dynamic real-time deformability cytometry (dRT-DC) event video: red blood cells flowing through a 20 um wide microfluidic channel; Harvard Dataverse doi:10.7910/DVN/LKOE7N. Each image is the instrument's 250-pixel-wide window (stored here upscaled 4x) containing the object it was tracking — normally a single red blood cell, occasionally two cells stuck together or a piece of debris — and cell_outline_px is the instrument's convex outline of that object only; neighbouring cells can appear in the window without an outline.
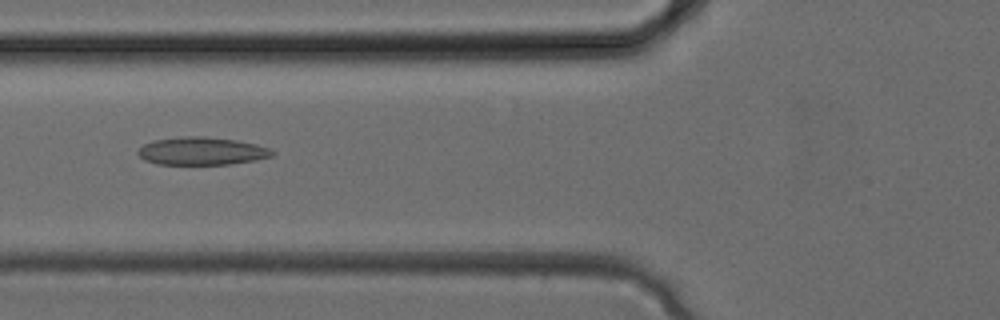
{"species": "common noctule bat (a hibernating species)", "species_latin": "Nyctalus noctula", "temperature_condition": "cold", "stored_images_in_passage": 23, "camera_frame_rate_fps": 3000, "um_per_image_px": 0.085, "animal": {"sex": "female", "body_mass_g": 24.6, "forearm_length_mm": 56.2}, "frame": {"image": 1, "passage_image": 4, "time_ms": 1.0, "image_size_px": [1000, 320], "cell_outline_px": [[276, 152], [272, 156], [256, 160], [228, 164], [156, 164], [144, 160], [136, 152], [144, 144], [152, 140], [184, 136], [204, 136], [236, 140], [256, 144], [268, 148]], "centroid_in_image_um": [17.13, 12.83], "position_along_channel_um": 108.7, "area_um2": 21.79}}
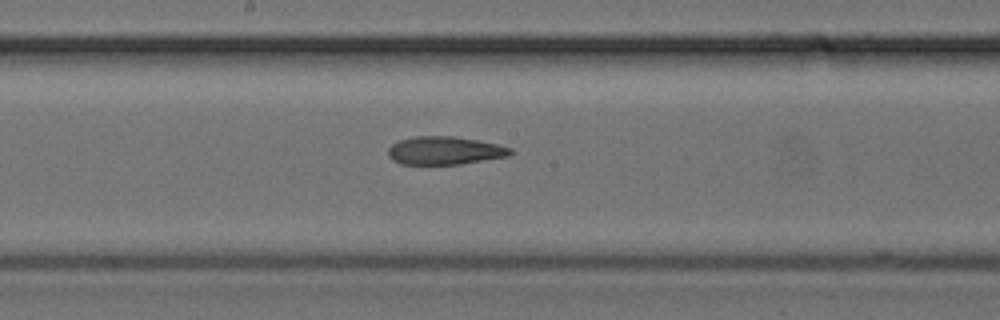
{"frame": {"image": 2, "passage_image": 9, "time_ms": 2.667, "image_size_px": [1000, 320], "cell_outline_px": [[516, 152], [512, 156], [460, 164], [400, 164], [392, 160], [388, 156], [388, 148], [392, 144], [400, 140], [412, 136], [452, 136], [476, 140], [496, 144], [512, 148]], "centroid_in_image_um": [37.83, 12.8], "position_along_channel_um": 210.4, "area_um2": 20.23}}
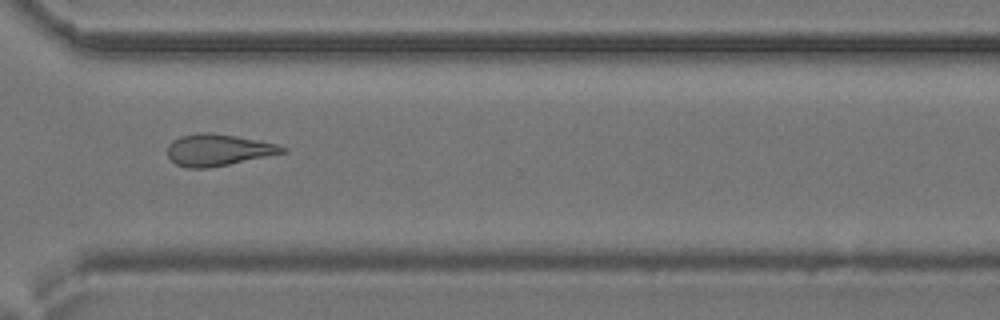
{"frame": {"image": 3, "passage_image": 16, "time_ms": 5.0, "image_size_px": [1000, 320], "cell_outline_px": [[288, 152], [208, 168], [184, 168], [176, 164], [168, 156], [168, 144], [172, 140], [180, 136], [200, 132], [208, 132], [236, 136], [276, 144], [288, 148]], "centroid_in_image_um": [18.52, 12.74], "position_along_channel_um": 352.1, "area_um2": 21.15}}